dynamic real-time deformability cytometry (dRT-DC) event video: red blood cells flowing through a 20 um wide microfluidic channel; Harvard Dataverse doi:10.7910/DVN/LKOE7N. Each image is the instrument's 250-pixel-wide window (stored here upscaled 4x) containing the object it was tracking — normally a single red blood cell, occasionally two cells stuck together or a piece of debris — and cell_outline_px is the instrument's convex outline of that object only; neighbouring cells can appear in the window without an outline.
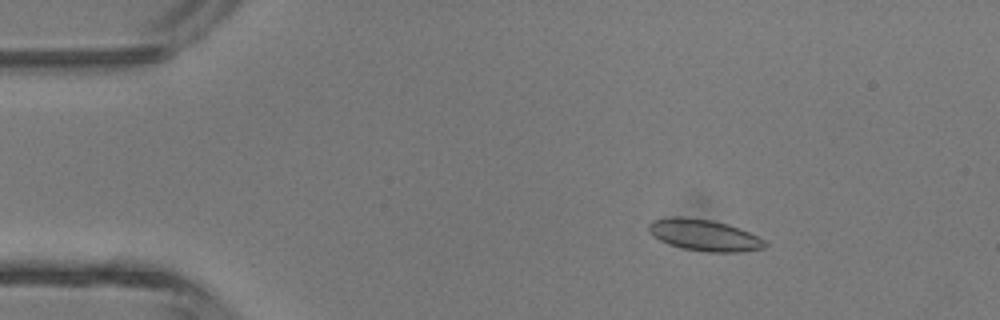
{"species": "common noctule bat (a hibernating species)", "species_latin": "Nyctalus noctula", "temperature_condition": "room temperature", "stored_images_in_passage": 3, "camera_frame_rate_fps": 3000, "um_per_image_px": 0.085, "animal": {"sex": "male", "body_mass_g": 13.3}, "frame": {"image": 1, "passage_image": 1, "time_ms": 0.0, "image_size_px": [1000, 320], "cell_outline_px": [[768, 244], [764, 248], [740, 252], [708, 252], [684, 248], [668, 244], [652, 236], [648, 232], [648, 224], [652, 220], [676, 216], [680, 216], [712, 220], [728, 224], [740, 228], [764, 240]], "centroid_in_image_um": [59.83, 19.98], "position_along_channel_um": 25.2, "area_um2": 21.33}}